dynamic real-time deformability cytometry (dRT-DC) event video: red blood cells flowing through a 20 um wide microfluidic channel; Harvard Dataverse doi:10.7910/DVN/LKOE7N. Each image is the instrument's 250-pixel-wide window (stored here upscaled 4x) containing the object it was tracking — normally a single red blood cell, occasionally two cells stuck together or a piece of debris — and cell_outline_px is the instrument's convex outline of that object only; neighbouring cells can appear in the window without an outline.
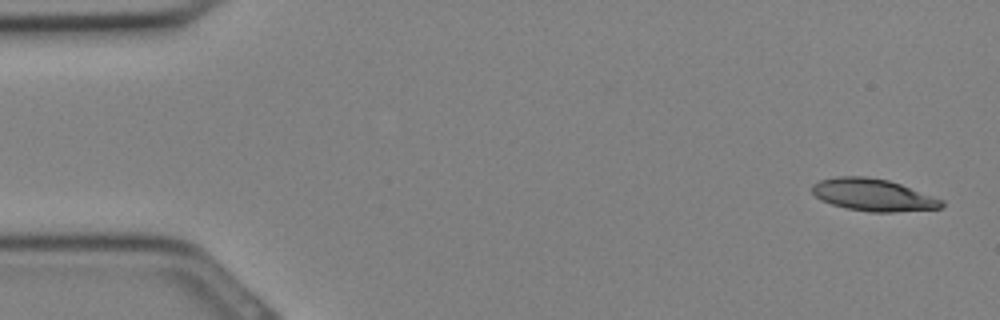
{"species": "Egyptian fruit bat (a non-hibernating species)", "species_latin": "Rousettus aegyptiacus", "temperature_condition": "cold", "stored_images_in_passage": 11, "camera_frame_rate_fps": 3000, "um_per_image_px": 0.085, "animal": {"sex": "female"}, "frame": {"image": 1, "passage_image": 1, "time_ms": 0.0, "image_size_px": [1000, 320], "cell_outline_px": [[944, 204], [940, 208], [892, 212], [868, 212], [848, 208], [832, 204], [820, 200], [812, 192], [812, 184], [820, 180], [840, 176], [864, 176], [888, 180], [900, 184], [944, 200]], "centroid_in_image_um": [74.2, 16.57], "position_along_channel_um": 10.8, "area_um2": 24.1}}
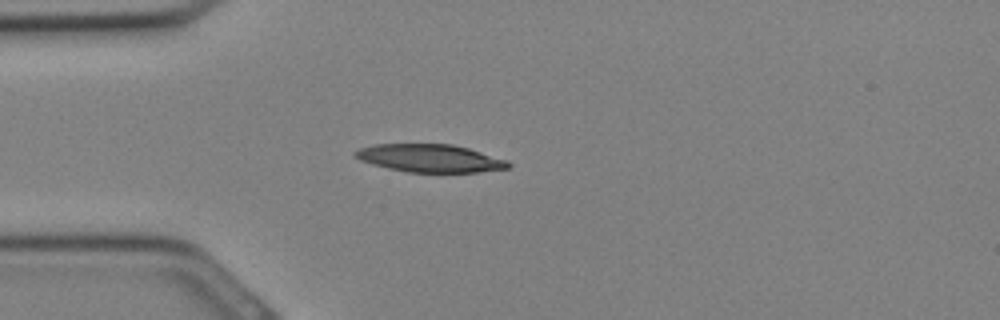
{"frame": {"image": 2, "passage_image": 8, "time_ms": 2.333, "image_size_px": [1000, 320], "cell_outline_px": [[512, 168], [480, 172], [408, 172], [388, 168], [372, 164], [360, 160], [352, 156], [352, 152], [360, 148], [376, 144], [452, 144], [468, 148], [508, 160], [512, 164]], "centroid_in_image_um": [36.57, 13.45], "position_along_channel_um": 48.4, "area_um2": 25.03}}
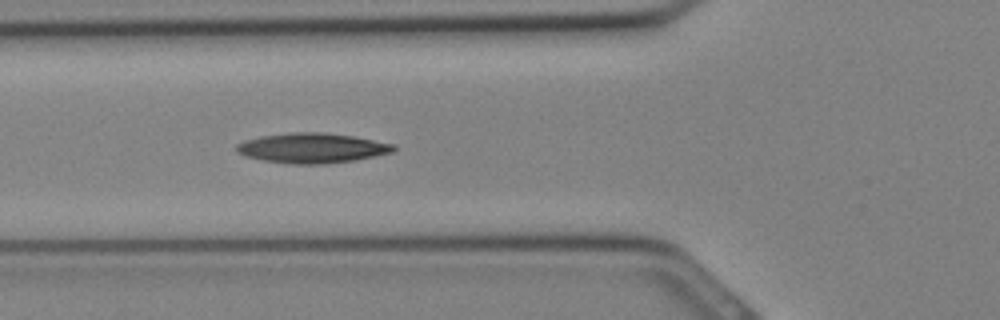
{"frame": {"image": 3, "passage_image": 11, "time_ms": 3.333, "image_size_px": [1000, 320], "cell_outline_px": [[396, 148], [392, 152], [356, 160], [324, 164], [292, 164], [264, 160], [248, 156], [236, 152], [236, 144], [244, 140], [260, 136], [288, 132], [324, 132], [356, 136], [396, 144]], "centroid_in_image_um": [26.55, 12.57], "position_along_channel_um": 99.2, "area_um2": 27.63}}